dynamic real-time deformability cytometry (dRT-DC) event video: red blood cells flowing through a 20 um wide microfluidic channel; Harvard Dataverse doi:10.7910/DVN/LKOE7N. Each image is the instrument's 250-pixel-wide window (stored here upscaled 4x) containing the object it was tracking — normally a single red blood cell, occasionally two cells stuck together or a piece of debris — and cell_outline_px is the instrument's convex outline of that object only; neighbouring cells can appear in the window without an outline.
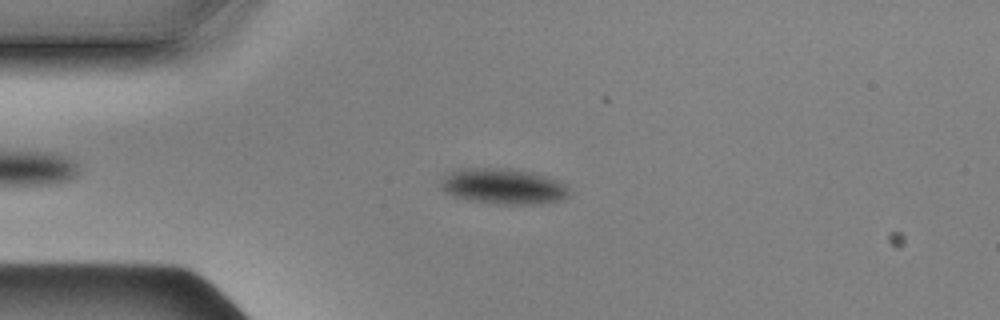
{"species": "Egyptian fruit bat (a non-hibernating species)", "species_latin": "Rousettus aegyptiacus", "temperature_condition": "cold", "stored_images_in_passage": 44, "camera_frame_rate_fps": 3000, "um_per_image_px": 0.085, "animal": {"sex": "male"}, "frame": {"image": 1, "passage_image": 5, "time_ms": 1.333, "image_size_px": [1000, 320], "cell_outline_px": [[568, 196], [560, 200], [540, 204], [496, 204], [456, 196], [444, 192], [440, 188], [440, 180], [448, 172], [456, 168], [508, 168], [532, 172], [556, 180], [564, 184], [568, 188]], "centroid_in_image_um": [42.74, 15.82], "position_along_channel_um": 42.3, "area_um2": 26.59}}
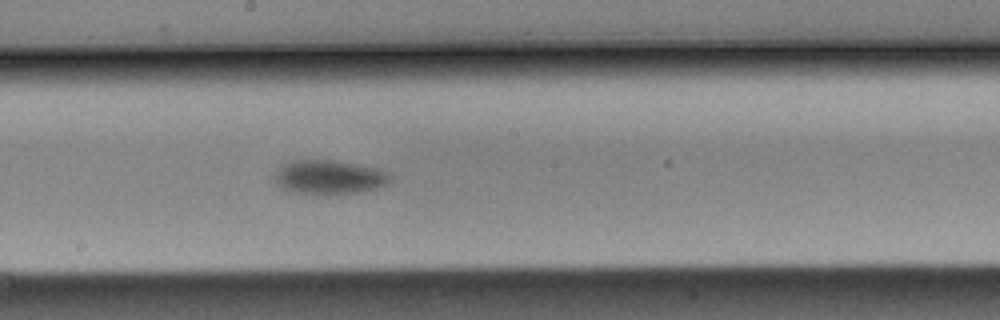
{"frame": {"image": 2, "passage_image": 22, "time_ms": 7.0, "image_size_px": [1000, 320], "cell_outline_px": [[392, 180], [388, 184], [380, 188], [360, 192], [336, 196], [328, 196], [292, 192], [284, 188], [276, 180], [276, 172], [284, 164], [292, 160], [332, 160], [376, 168], [392, 172]], "centroid_in_image_um": [28.09, 15.09], "position_along_channel_um": 220.1, "area_um2": 23.41}}
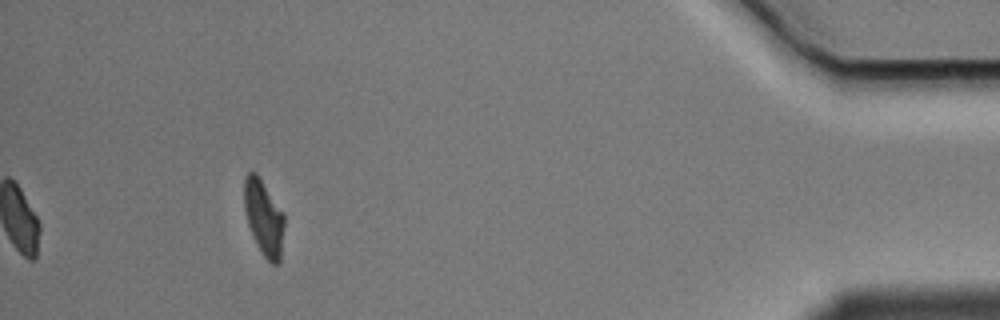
{"frame": {"image": 3, "passage_image": 44, "time_ms": 14.333, "image_size_px": [1000, 320], "cell_outline_px": [[284, 228], [280, 260], [276, 264], [272, 264], [264, 256], [256, 244], [248, 224], [244, 208], [244, 180], [248, 172], [256, 172], [284, 212]], "centroid_in_image_um": [22.43, 18.49], "position_along_channel_um": 412.8, "area_um2": 17.63}, "authors_computed_cell_mechanics": {"area_um2": 23.0622, "velocity_mm_per_s": 3.4967, "shape_relaxation_time_tau1_ms": 1.2236, "shape_relaxation_time_tau2_ms": null, "deformation_change_tau1": 0.0574, "deformation_change_tau2": null}}